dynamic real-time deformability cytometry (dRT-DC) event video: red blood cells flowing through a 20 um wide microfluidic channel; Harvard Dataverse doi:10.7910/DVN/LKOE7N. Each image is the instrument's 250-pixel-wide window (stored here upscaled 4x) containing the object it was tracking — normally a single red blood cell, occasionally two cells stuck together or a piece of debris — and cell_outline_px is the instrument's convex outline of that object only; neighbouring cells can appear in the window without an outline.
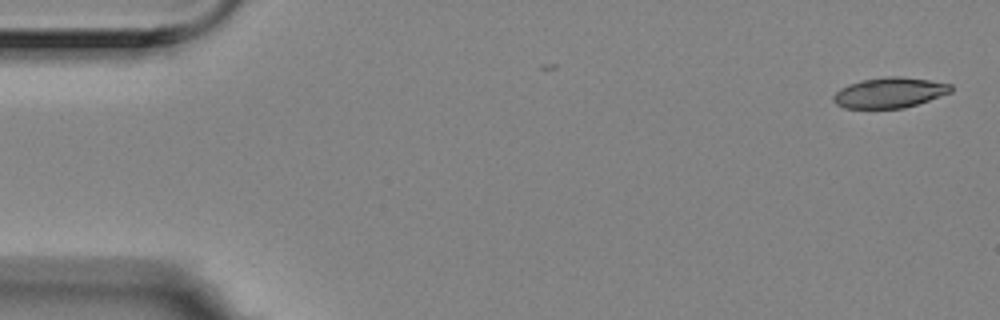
{"species": "Egyptian fruit bat (a non-hibernating species)", "species_latin": "Rousettus aegyptiacus", "temperature_condition": "room temperature", "stored_images_in_passage": 3, "camera_frame_rate_fps": 3000, "um_per_image_px": 0.085, "animal": {"sex": "female"}, "frame": {"image": 1, "passage_image": 1, "time_ms": 0.0, "image_size_px": [1000, 320], "cell_outline_px": [[952, 92], [904, 108], [844, 108], [836, 104], [832, 100], [832, 96], [840, 88], [848, 84], [860, 80], [888, 76], [900, 76], [928, 80], [952, 84]], "centroid_in_image_um": [75.58, 7.87], "position_along_channel_um": 9.4, "area_um2": 20.81}}